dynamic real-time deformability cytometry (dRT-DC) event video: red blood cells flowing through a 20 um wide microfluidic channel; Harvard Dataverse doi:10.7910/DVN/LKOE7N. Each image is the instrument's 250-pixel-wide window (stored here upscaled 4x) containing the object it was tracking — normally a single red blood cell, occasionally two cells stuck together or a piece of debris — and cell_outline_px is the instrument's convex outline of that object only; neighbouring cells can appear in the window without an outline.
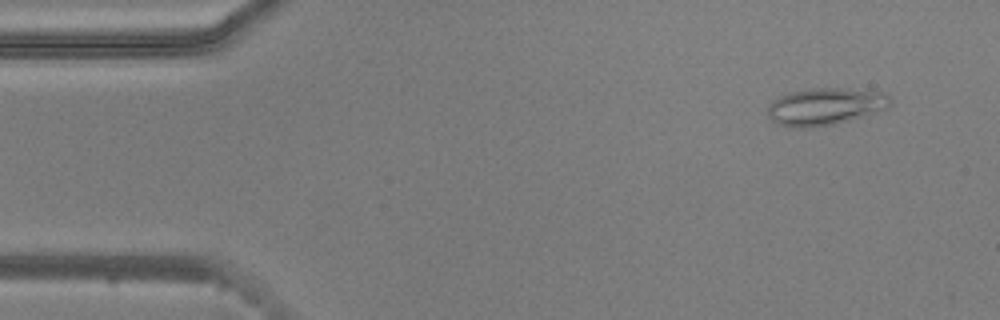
{"species": "common noctule bat (a hibernating species)", "species_latin": "Nyctalus noctula", "temperature_condition": "warm", "stored_images_in_passage": 18, "camera_frame_rate_fps": 3000, "um_per_image_px": 0.085, "animal": {"sex": "male", "body_mass_g": 20.5, "forearm_length_mm": 52.5}, "frame": {"image": 1, "passage_image": 4, "time_ms": 1.0, "image_size_px": [1000, 320], "cell_outline_px": [[892, 104], [888, 108], [848, 120], [832, 124], [812, 128], [796, 128], [776, 124], [768, 116], [768, 104], [780, 96], [792, 92], [812, 88], [840, 88], [880, 92], [888, 96], [892, 100]], "centroid_in_image_um": [70.11, 9.06], "position_along_channel_um": 14.9, "area_um2": 26.36}}